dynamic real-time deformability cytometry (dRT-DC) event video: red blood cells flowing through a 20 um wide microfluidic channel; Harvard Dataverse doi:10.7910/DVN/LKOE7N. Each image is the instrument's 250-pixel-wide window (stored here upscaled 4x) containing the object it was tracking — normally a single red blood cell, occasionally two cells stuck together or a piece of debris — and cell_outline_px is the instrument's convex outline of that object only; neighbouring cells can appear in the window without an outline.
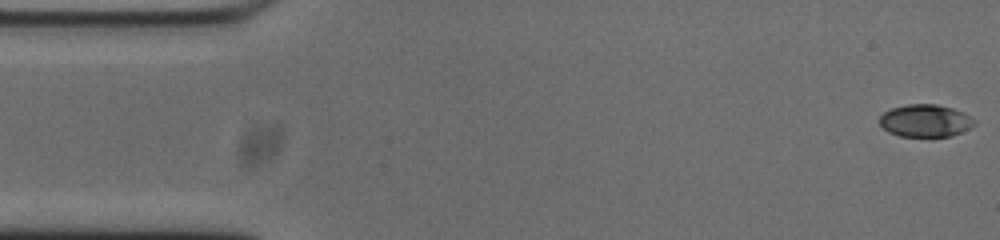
{"species": "common noctule bat (a hibernating species)", "species_latin": "Nyctalus noctula", "temperature_condition": "cold", "stored_images_in_passage": 53, "camera_frame_rate_fps": 3000, "um_per_image_px": 0.085, "animal": {"sex": "male", "body_mass_g": 20.0, "forearm_length_mm": 53.3}, "frame": {"image": 1, "passage_image": 1, "time_ms": 0.0, "image_size_px": [1000, 240], "cell_outline_px": [[976, 124], [952, 136], [932, 140], [900, 136], [888, 132], [880, 124], [880, 116], [884, 112], [892, 108], [908, 104], [936, 104], [952, 108], [964, 112], [976, 120]], "centroid_in_image_um": [78.67, 10.31], "position_along_channel_um": 6.3, "area_um2": 18.61}}
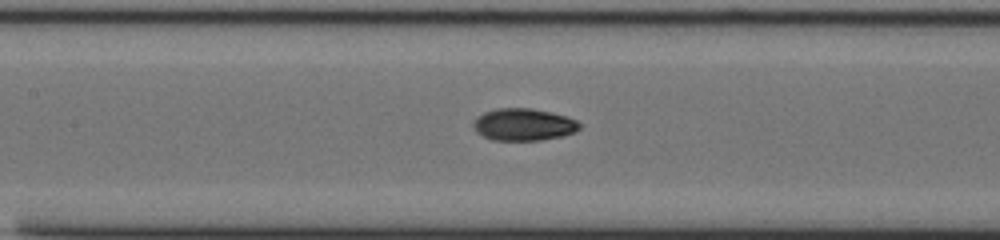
{"frame": {"image": 2, "passage_image": 23, "time_ms": 7.333, "image_size_px": [1000, 240], "cell_outline_px": [[580, 128], [576, 132], [560, 136], [540, 140], [492, 140], [484, 136], [472, 124], [476, 116], [484, 112], [496, 108], [532, 108], [552, 112], [576, 120], [580, 124]], "centroid_in_image_um": [44.51, 10.57], "position_along_channel_um": 162.9, "area_um2": 19.77}}
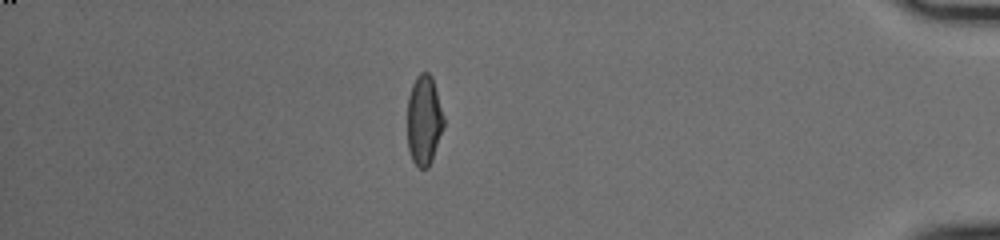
{"frame": {"image": 3, "passage_image": 46, "time_ms": 15.0, "image_size_px": [1000, 240], "cell_outline_px": [[444, 124], [432, 160], [428, 168], [420, 168], [412, 160], [408, 148], [408, 96], [412, 84], [416, 76], [420, 72], [428, 72], [432, 76], [444, 116]], "centroid_in_image_um": [36.04, 10.19], "position_along_channel_um": 399.2, "area_um2": 19.02}, "authors_computed_cell_mechanics": {"area_um2": 19.3052, "velocity_mm_per_s": 3.743, "shape_relaxation_time_tau1_ms": 4.7969, "shape_relaxation_time_tau2_ms": 1.6111, "deformation_change_tau1": 0.1723, "deformation_change_tau2": 0.0546}}